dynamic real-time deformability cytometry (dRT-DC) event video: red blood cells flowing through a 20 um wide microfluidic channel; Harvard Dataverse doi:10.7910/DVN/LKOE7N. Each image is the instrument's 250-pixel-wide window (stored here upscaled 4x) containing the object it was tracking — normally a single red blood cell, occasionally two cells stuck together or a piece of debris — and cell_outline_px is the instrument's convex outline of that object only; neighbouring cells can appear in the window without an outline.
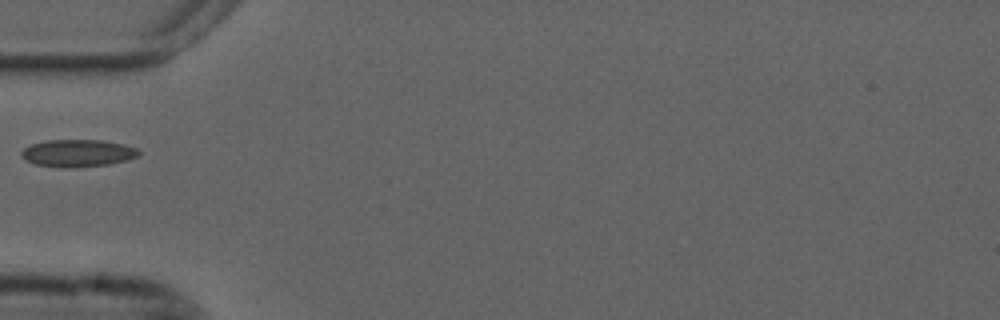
{"species": "common noctule bat (a hibernating species)", "species_latin": "Nyctalus noctula", "temperature_condition": "cold", "stored_images_in_passage": 38, "camera_frame_rate_fps": 3000, "um_per_image_px": 0.085, "animal": {"sex": "male", "forearm_length_mm": 52.5}, "frame": {"image": 1, "passage_image": 1, "time_ms": 0.0, "image_size_px": [1000, 320], "cell_outline_px": [[140, 156], [128, 160], [108, 164], [76, 168], [64, 168], [36, 164], [24, 160], [20, 156], [20, 152], [24, 148], [32, 144], [44, 140], [100, 140], [124, 144], [136, 148], [140, 152]], "centroid_in_image_um": [6.6, 13.02], "position_along_channel_um": 78.4, "area_um2": 18.9}}
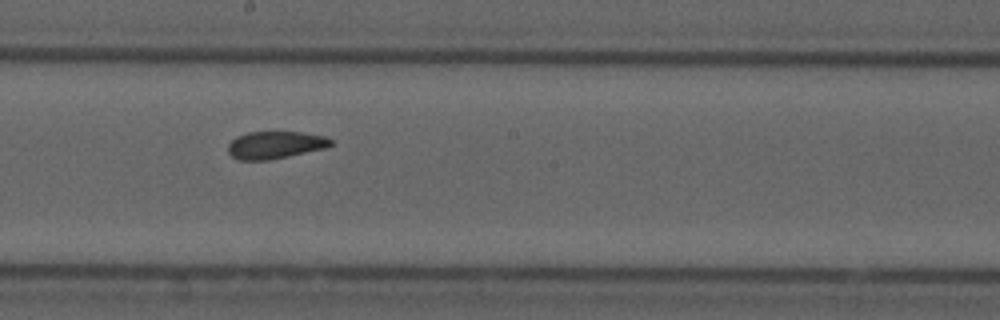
{"frame": {"image": 2, "passage_image": 13, "time_ms": 4.0, "image_size_px": [1000, 320], "cell_outline_px": [[332, 144], [328, 148], [268, 160], [240, 160], [232, 156], [228, 152], [228, 144], [236, 136], [248, 132], [300, 132], [324, 136], [332, 140]], "centroid_in_image_um": [23.39, 12.32], "position_along_channel_um": 224.8, "area_um2": 16.42}}
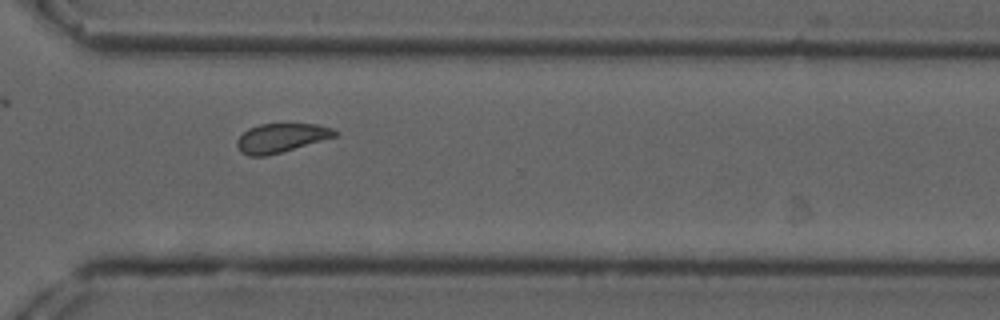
{"frame": {"image": 3, "passage_image": 23, "time_ms": 7.333, "image_size_px": [1000, 320], "cell_outline_px": [[340, 132], [336, 136], [280, 152], [264, 156], [248, 156], [240, 152], [236, 144], [236, 140], [248, 128], [260, 124], [316, 124], [332, 128]], "centroid_in_image_um": [23.87, 11.71], "position_along_channel_um": 346.7, "area_um2": 16.36}}